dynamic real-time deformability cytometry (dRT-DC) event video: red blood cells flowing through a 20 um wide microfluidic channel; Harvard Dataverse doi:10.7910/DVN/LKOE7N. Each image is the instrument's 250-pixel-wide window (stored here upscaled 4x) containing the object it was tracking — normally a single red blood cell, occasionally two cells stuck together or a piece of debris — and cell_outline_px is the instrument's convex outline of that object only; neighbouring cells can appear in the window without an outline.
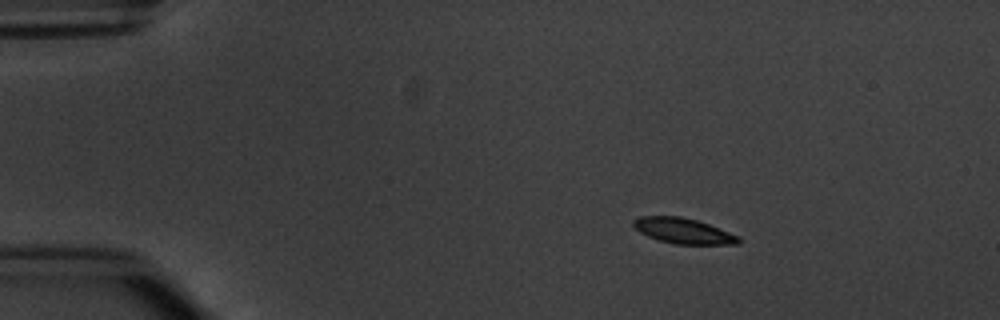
{"species": "common noctule bat (a hibernating species)", "species_latin": "Nyctalus noctula", "temperature_condition": "warm", "stored_images_in_passage": 4, "segment_of_instrument_passage": [1, 2], "camera_frame_rate_fps": 3000, "um_per_image_px": 0.085, "animal": {"sex": "male", "body_mass_g": 20.1, "forearm_length_mm": 53.5}, "frame": {"image": 1, "passage_image": 1, "time_ms": 0.0, "image_size_px": [1000, 320], "cell_outline_px": [[740, 244], [676, 244], [660, 240], [648, 236], [640, 232], [632, 224], [632, 220], [640, 216], [680, 216], [696, 220], [708, 224], [740, 236]], "centroid_in_image_um": [58.08, 19.62], "position_along_channel_um": 26.9, "area_um2": 15.49}}